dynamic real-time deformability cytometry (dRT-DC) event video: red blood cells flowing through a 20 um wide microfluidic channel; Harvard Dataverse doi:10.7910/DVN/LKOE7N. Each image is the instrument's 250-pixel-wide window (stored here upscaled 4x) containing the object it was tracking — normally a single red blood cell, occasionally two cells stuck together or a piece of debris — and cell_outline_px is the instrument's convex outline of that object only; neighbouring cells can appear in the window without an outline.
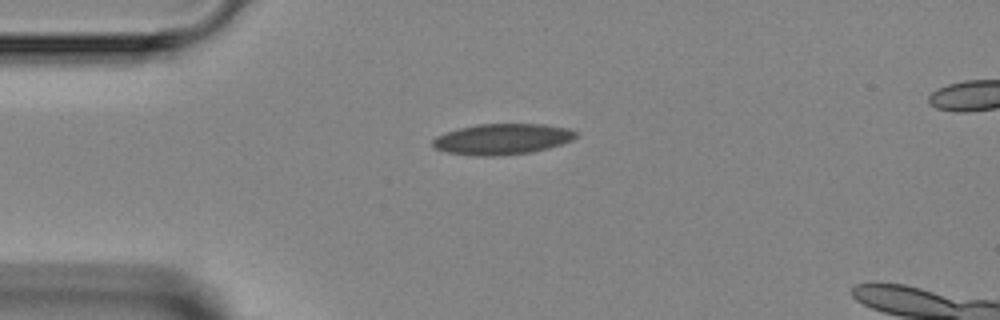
{"species": "Egyptian fruit bat (a non-hibernating species)", "species_latin": "Rousettus aegyptiacus", "temperature_condition": "room temperature", "stored_images_in_passage": 4, "camera_frame_rate_fps": 3000, "um_per_image_px": 0.085, "animal": {"sex": "female"}, "frame": {"image": 1, "passage_image": 1, "time_ms": 0.0, "image_size_px": [1000, 320], "cell_outline_px": [[580, 136], [572, 140], [548, 148], [528, 152], [496, 156], [476, 156], [448, 152], [436, 148], [432, 144], [432, 140], [436, 136], [460, 128], [476, 124], [544, 124], [568, 128], [576, 132]], "centroid_in_image_um": [42.71, 11.82], "position_along_channel_um": 42.3, "area_um2": 25.55}}
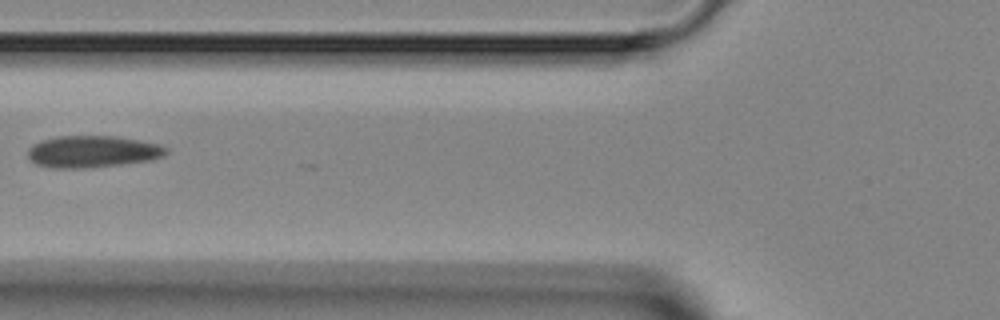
{"frame": {"image": 2, "passage_image": 3, "time_ms": 2.333, "image_size_px": [1000, 320], "cell_outline_px": [[168, 152], [164, 156], [152, 160], [120, 164], [84, 168], [52, 168], [36, 164], [28, 160], [28, 148], [32, 144], [40, 140], [56, 136], [116, 136], [160, 144], [168, 148]], "centroid_in_image_um": [7.84, 12.88], "position_along_channel_um": 118.0, "area_um2": 25.89}}
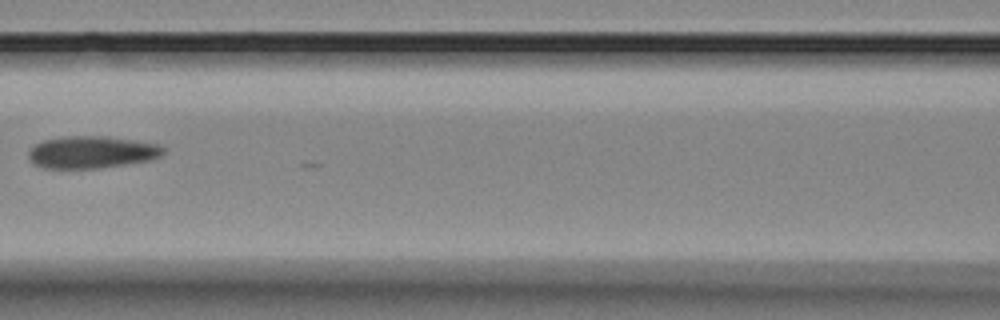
{"frame": {"image": 3, "passage_image": 4, "time_ms": 3.333, "image_size_px": [1000, 320], "cell_outline_px": [[164, 152], [160, 156], [148, 160], [100, 168], [44, 168], [32, 164], [28, 156], [28, 152], [36, 144], [44, 140], [64, 136], [104, 136], [160, 144], [164, 148]], "centroid_in_image_um": [7.77, 12.93], "position_along_channel_um": 158.8, "area_um2": 25.14}}